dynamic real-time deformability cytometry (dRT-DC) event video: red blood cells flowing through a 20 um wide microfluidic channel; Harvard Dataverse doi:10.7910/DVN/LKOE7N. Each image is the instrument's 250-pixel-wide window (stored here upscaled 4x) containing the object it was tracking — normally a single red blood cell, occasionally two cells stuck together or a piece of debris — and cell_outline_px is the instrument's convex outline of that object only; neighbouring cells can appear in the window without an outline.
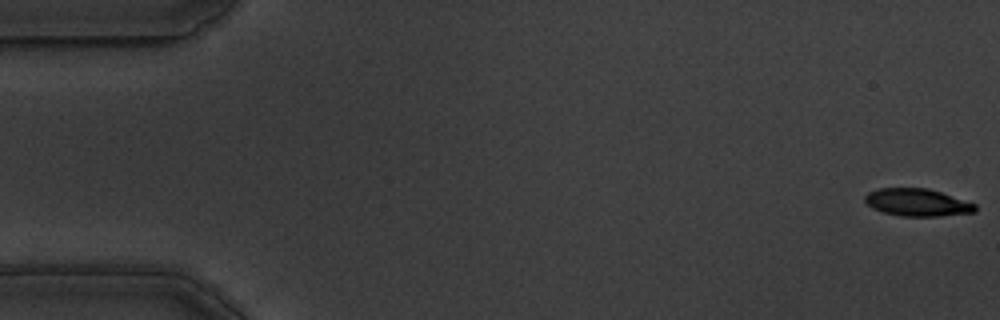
{"species": "common noctule bat (a hibernating species)", "species_latin": "Nyctalus noctula", "temperature_condition": "warm", "stored_images_in_passage": 12, "camera_frame_rate_fps": 3000, "um_per_image_px": 0.085, "animal": {"sex": "male", "body_mass_g": 19.5, "forearm_length_mm": 54.6}, "frame": {"image": 1, "passage_image": 1, "time_ms": 0.0, "image_size_px": [1000, 320], "cell_outline_px": [[976, 212], [940, 216], [900, 216], [884, 212], [872, 208], [864, 200], [864, 196], [868, 192], [880, 188], [928, 188], [976, 204]], "centroid_in_image_um": [77.96, 17.21], "position_along_channel_um": 7.0, "area_um2": 17.57}}